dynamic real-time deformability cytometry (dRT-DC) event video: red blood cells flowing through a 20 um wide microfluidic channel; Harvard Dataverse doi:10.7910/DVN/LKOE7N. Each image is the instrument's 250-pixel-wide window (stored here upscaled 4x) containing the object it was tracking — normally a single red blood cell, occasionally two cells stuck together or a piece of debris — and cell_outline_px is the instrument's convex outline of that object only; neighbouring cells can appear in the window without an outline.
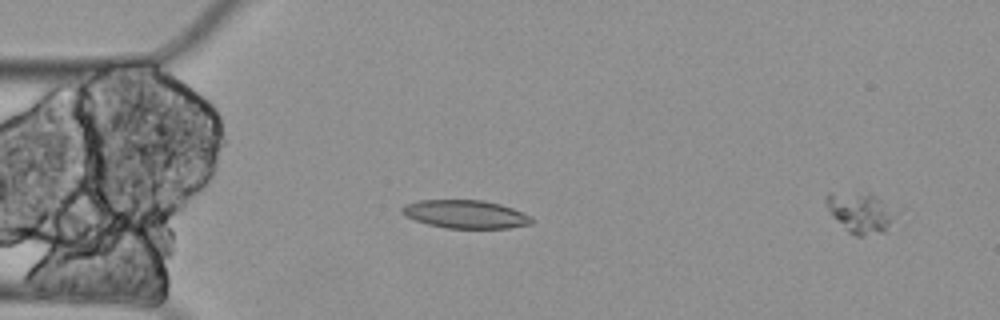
{"species": "Egyptian fruit bat (a non-hibernating species)", "species_latin": "Rousettus aegyptiacus", "temperature_condition": "cold", "stored_images_in_passage": 7, "camera_frame_rate_fps": 3000, "um_per_image_px": 0.085, "animal": {"sex": "female"}, "frame": {"image": 1, "passage_image": 5, "time_ms": 1.333, "image_size_px": [1000, 320], "cell_outline_px": [[536, 220], [532, 224], [508, 228], [448, 228], [428, 224], [404, 216], [400, 212], [400, 208], [404, 204], [420, 200], [484, 200], [500, 204], [512, 208], [532, 216]], "centroid_in_image_um": [39.58, 18.2], "position_along_channel_um": 45.4, "area_um2": 21.5}}
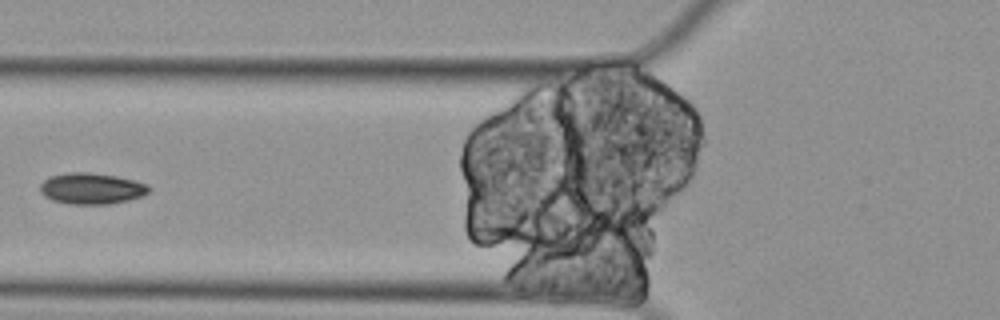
{"frame": {"image": 2, "passage_image": 7, "time_ms": 2.0, "image_size_px": [1000, 320], "cell_outline_px": [[148, 192], [140, 196], [128, 200], [108, 204], [72, 204], [52, 200], [44, 196], [40, 192], [40, 184], [48, 176], [68, 172], [92, 172], [116, 176], [148, 184]], "centroid_in_image_um": [7.72, 16.01], "position_along_channel_um": 118.1, "area_um2": 19.71}}